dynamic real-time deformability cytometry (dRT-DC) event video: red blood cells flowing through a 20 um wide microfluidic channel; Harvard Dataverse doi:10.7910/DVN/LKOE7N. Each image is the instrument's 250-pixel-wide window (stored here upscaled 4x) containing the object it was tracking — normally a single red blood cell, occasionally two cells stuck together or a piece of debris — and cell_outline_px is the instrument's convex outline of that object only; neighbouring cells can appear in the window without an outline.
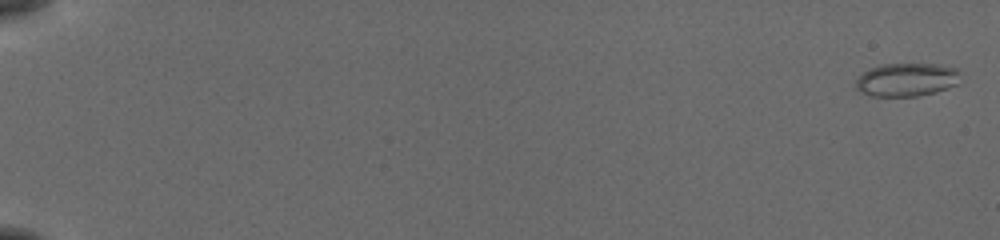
{"species": "common noctule bat (a hibernating species)", "species_latin": "Nyctalus noctula", "temperature_condition": "cold", "stored_images_in_passage": 56, "camera_frame_rate_fps": 3000, "um_per_image_px": 0.085, "animal": {"sex": "female", "body_mass_g": 19.5, "forearm_length_mm": 54.1}, "frame": {"image": 1, "passage_image": 2, "time_ms": 0.333, "image_size_px": [1000, 240], "cell_outline_px": [[960, 84], [936, 92], [916, 96], [868, 96], [860, 92], [856, 88], [856, 80], [868, 68], [884, 64], [936, 64], [956, 68]], "centroid_in_image_um": [77.05, 6.78], "position_along_channel_um": 7.9, "area_um2": 20.35}}
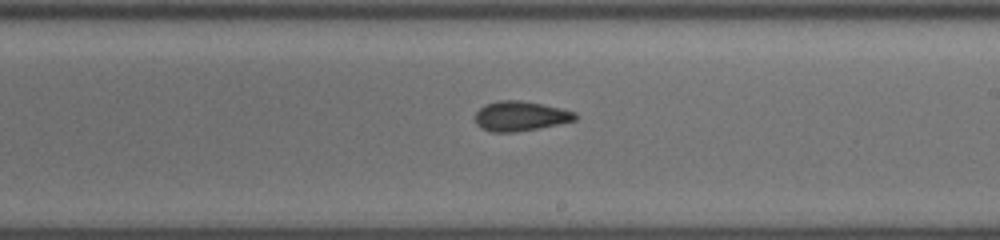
{"frame": {"image": 2, "passage_image": 36, "time_ms": 11.667, "image_size_px": [1000, 240], "cell_outline_px": [[580, 116], [576, 120], [536, 128], [512, 132], [492, 132], [480, 128], [476, 124], [476, 112], [484, 104], [500, 100], [520, 100], [560, 108], [576, 112]], "centroid_in_image_um": [44.22, 9.86], "position_along_channel_um": 244.8, "area_um2": 17.22}}
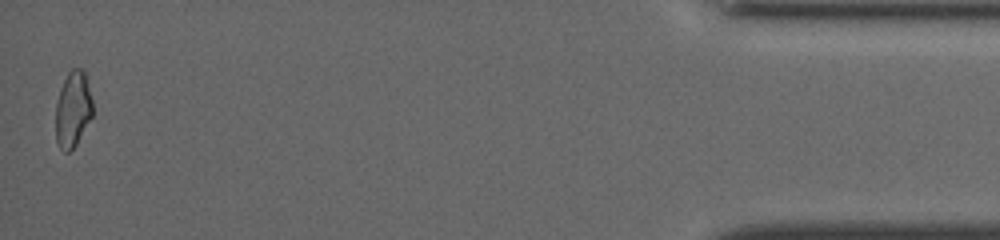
{"frame": {"image": 3, "passage_image": 56, "time_ms": 18.333, "image_size_px": [1000, 240], "cell_outline_px": [[92, 116], [76, 144], [68, 152], [64, 152], [60, 148], [56, 140], [56, 104], [60, 88], [68, 72], [72, 68], [80, 68], [84, 72], [92, 100]], "centroid_in_image_um": [6.18, 9.29], "position_along_channel_um": 429.0, "area_um2": 16.13}, "authors_computed_cell_mechanics": {"area_um2": 17.629, "velocity_mm_per_s": 3.886, "shape_relaxation_time_tau1_ms": 5.133, "shape_relaxation_time_tau2_ms": 2.229, "deformation_change_tau1": 0.1272, "deformation_change_tau2": 0.0818}}